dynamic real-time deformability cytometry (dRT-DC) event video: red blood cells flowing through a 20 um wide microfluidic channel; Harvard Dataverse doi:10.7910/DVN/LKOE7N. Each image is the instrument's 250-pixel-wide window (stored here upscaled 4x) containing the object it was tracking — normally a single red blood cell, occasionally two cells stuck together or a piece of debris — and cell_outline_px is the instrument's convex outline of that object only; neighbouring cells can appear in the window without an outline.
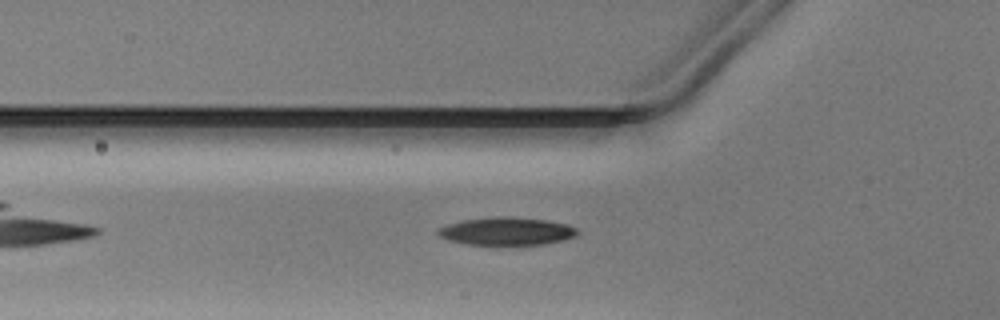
{"species": "Egyptian fruit bat (a non-hibernating species)", "species_latin": "Rousettus aegyptiacus", "temperature_condition": "warm", "stored_images_in_passage": 34, "camera_frame_rate_fps": 3000, "um_per_image_px": 0.085, "animal": {"sex": "male"}, "frame": {"image": 1, "passage_image": 5, "time_ms": 1.333, "image_size_px": [1000, 320], "cell_outline_px": [[580, 232], [576, 236], [564, 240], [544, 244], [464, 244], [448, 240], [440, 236], [436, 232], [440, 228], [448, 224], [464, 220], [496, 216], [508, 216], [548, 220], [564, 224], [576, 228]], "centroid_in_image_um": [43.08, 19.65], "position_along_channel_um": 82.7, "area_um2": 22.48}}
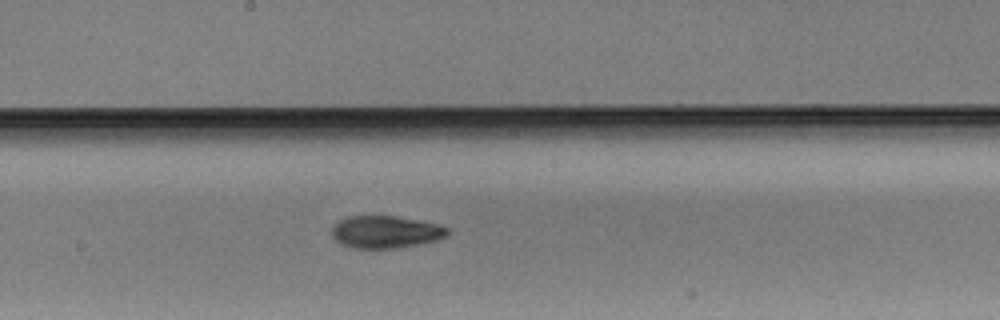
{"frame": {"image": 2, "passage_image": 15, "time_ms": 4.667, "image_size_px": [1000, 320], "cell_outline_px": [[448, 236], [436, 240], [396, 248], [352, 248], [340, 244], [332, 236], [332, 228], [340, 220], [348, 216], [396, 216], [440, 224], [448, 228]], "centroid_in_image_um": [32.78, 19.71], "position_along_channel_um": 215.4, "area_um2": 21.73}}
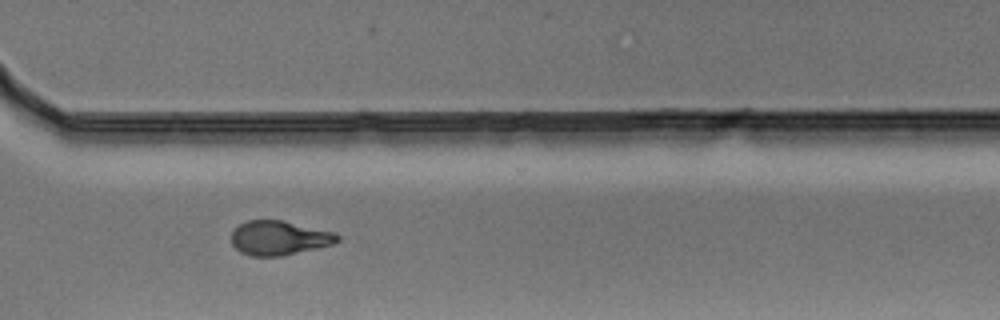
{"frame": {"image": 3, "passage_image": 25, "time_ms": 8.0, "image_size_px": [1000, 320], "cell_outline_px": [[340, 240], [332, 244], [316, 248], [280, 256], [252, 256], [240, 252], [232, 244], [232, 232], [240, 224], [248, 220], [284, 220], [336, 232], [340, 236]], "centroid_in_image_um": [23.75, 20.21], "position_along_channel_um": 346.8, "area_um2": 21.21}}